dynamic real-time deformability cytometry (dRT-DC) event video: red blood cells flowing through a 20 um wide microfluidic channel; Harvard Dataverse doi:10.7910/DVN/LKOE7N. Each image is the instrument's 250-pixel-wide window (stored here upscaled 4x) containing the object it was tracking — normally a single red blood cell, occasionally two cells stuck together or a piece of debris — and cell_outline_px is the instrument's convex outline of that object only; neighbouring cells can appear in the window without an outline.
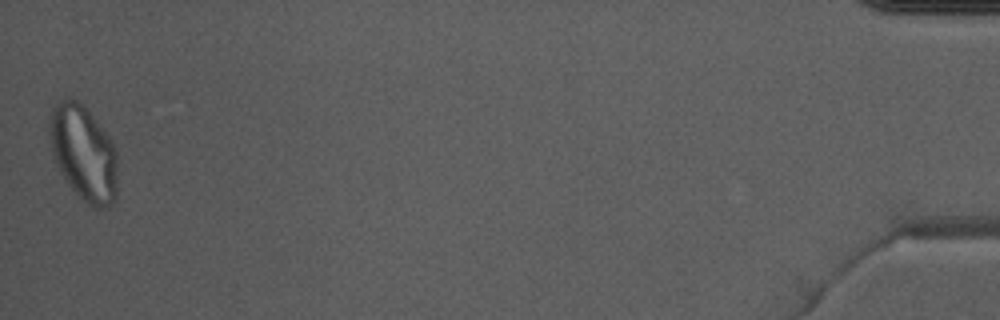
{"species": "Egyptian fruit bat (a non-hibernating species)", "species_latin": "Rousettus aegyptiacus", "temperature_condition": "warm", "stored_images_in_passage": 49, "camera_frame_rate_fps": 3000, "um_per_image_px": 0.085, "animal": {"sex": "male"}, "frame": {"image": 1, "passage_image": 49, "time_ms": 16.0, "image_size_px": [1000, 320], "cell_outline_px": [[116, 200], [108, 208], [96, 208], [88, 204], [68, 184], [52, 152], [48, 132], [48, 116], [52, 108], [56, 104], [68, 96], [76, 100], [88, 112], [108, 136], [116, 148]], "centroid_in_image_um": [7.09, 13.01], "position_along_channel_um": 428.1, "area_um2": 37.34}}